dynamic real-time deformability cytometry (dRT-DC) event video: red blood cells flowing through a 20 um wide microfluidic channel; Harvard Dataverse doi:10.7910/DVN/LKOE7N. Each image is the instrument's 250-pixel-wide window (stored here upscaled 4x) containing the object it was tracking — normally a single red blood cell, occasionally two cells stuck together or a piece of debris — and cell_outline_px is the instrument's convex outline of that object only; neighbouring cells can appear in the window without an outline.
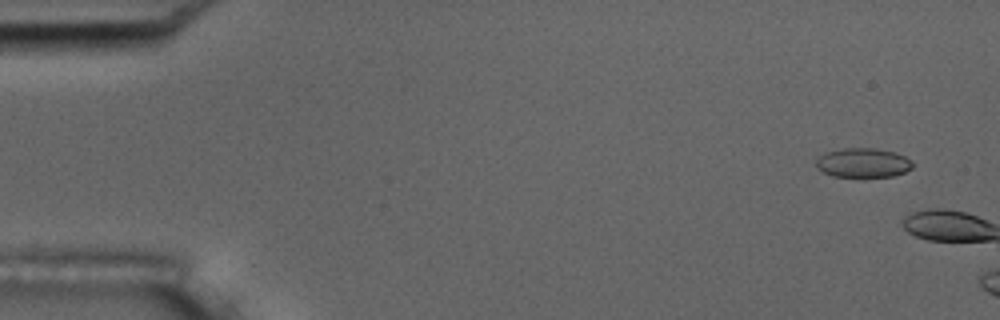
{"species": "common noctule bat (a hibernating species)", "species_latin": "Nyctalus noctula", "temperature_condition": "room temperature", "stored_images_in_passage": 6, "camera_frame_rate_fps": 3000, "um_per_image_px": 0.085, "animal": {"sex": "male", "body_mass_g": 17.5, "forearm_length_mm": 52.3}, "frame": {"image": 1, "passage_image": 4, "time_ms": 1.0, "image_size_px": [1000, 320], "cell_outline_px": [[912, 168], [904, 172], [892, 176], [864, 180], [832, 176], [824, 172], [816, 164], [816, 160], [824, 152], [844, 148], [872, 148], [896, 152], [912, 160]], "centroid_in_image_um": [73.37, 13.88], "position_along_channel_um": 11.6, "area_um2": 17.17}}